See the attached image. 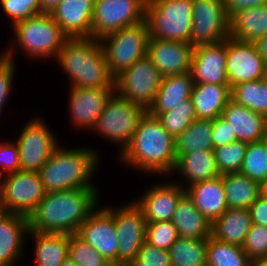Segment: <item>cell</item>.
<instances>
[{
	"instance_id": "cell-1",
	"label": "cell",
	"mask_w": 267,
	"mask_h": 266,
	"mask_svg": "<svg viewBox=\"0 0 267 266\" xmlns=\"http://www.w3.org/2000/svg\"><path fill=\"white\" fill-rule=\"evenodd\" d=\"M97 189L77 188L47 192L28 217L29 231L77 234L81 224L98 208Z\"/></svg>"
},
{
	"instance_id": "cell-2",
	"label": "cell",
	"mask_w": 267,
	"mask_h": 266,
	"mask_svg": "<svg viewBox=\"0 0 267 266\" xmlns=\"http://www.w3.org/2000/svg\"><path fill=\"white\" fill-rule=\"evenodd\" d=\"M175 142V137L163 128L160 120L147 112L131 143L119 155V161L142 173L172 175L177 161Z\"/></svg>"
},
{
	"instance_id": "cell-3",
	"label": "cell",
	"mask_w": 267,
	"mask_h": 266,
	"mask_svg": "<svg viewBox=\"0 0 267 266\" xmlns=\"http://www.w3.org/2000/svg\"><path fill=\"white\" fill-rule=\"evenodd\" d=\"M57 64L71 80L70 86L115 88L102 44L93 37L68 38L58 52Z\"/></svg>"
},
{
	"instance_id": "cell-4",
	"label": "cell",
	"mask_w": 267,
	"mask_h": 266,
	"mask_svg": "<svg viewBox=\"0 0 267 266\" xmlns=\"http://www.w3.org/2000/svg\"><path fill=\"white\" fill-rule=\"evenodd\" d=\"M91 147L62 149L60 144L39 170L45 192L97 189L91 178L100 158Z\"/></svg>"
},
{
	"instance_id": "cell-5",
	"label": "cell",
	"mask_w": 267,
	"mask_h": 266,
	"mask_svg": "<svg viewBox=\"0 0 267 266\" xmlns=\"http://www.w3.org/2000/svg\"><path fill=\"white\" fill-rule=\"evenodd\" d=\"M14 39L2 54L16 61L17 49L23 50L32 59H56L58 52L69 38L49 13H41L16 23ZM18 45V46H17ZM15 46V47H14ZM17 46V47H16ZM19 47V48H18ZM16 56V57H14Z\"/></svg>"
},
{
	"instance_id": "cell-6",
	"label": "cell",
	"mask_w": 267,
	"mask_h": 266,
	"mask_svg": "<svg viewBox=\"0 0 267 266\" xmlns=\"http://www.w3.org/2000/svg\"><path fill=\"white\" fill-rule=\"evenodd\" d=\"M193 0H147L149 38L190 43Z\"/></svg>"
},
{
	"instance_id": "cell-7",
	"label": "cell",
	"mask_w": 267,
	"mask_h": 266,
	"mask_svg": "<svg viewBox=\"0 0 267 266\" xmlns=\"http://www.w3.org/2000/svg\"><path fill=\"white\" fill-rule=\"evenodd\" d=\"M147 112L145 107L134 104L115 92L107 101L92 131L106 140L120 144L118 153L121 155L131 143L137 126Z\"/></svg>"
},
{
	"instance_id": "cell-8",
	"label": "cell",
	"mask_w": 267,
	"mask_h": 266,
	"mask_svg": "<svg viewBox=\"0 0 267 266\" xmlns=\"http://www.w3.org/2000/svg\"><path fill=\"white\" fill-rule=\"evenodd\" d=\"M148 41L149 29L146 21L124 27L100 39L107 67L114 79L147 55Z\"/></svg>"
},
{
	"instance_id": "cell-9",
	"label": "cell",
	"mask_w": 267,
	"mask_h": 266,
	"mask_svg": "<svg viewBox=\"0 0 267 266\" xmlns=\"http://www.w3.org/2000/svg\"><path fill=\"white\" fill-rule=\"evenodd\" d=\"M162 79L161 73L145 55L115 79V92L120 97L148 110Z\"/></svg>"
},
{
	"instance_id": "cell-10",
	"label": "cell",
	"mask_w": 267,
	"mask_h": 266,
	"mask_svg": "<svg viewBox=\"0 0 267 266\" xmlns=\"http://www.w3.org/2000/svg\"><path fill=\"white\" fill-rule=\"evenodd\" d=\"M147 0H95L92 37L104 36L145 21Z\"/></svg>"
},
{
	"instance_id": "cell-11",
	"label": "cell",
	"mask_w": 267,
	"mask_h": 266,
	"mask_svg": "<svg viewBox=\"0 0 267 266\" xmlns=\"http://www.w3.org/2000/svg\"><path fill=\"white\" fill-rule=\"evenodd\" d=\"M116 207V208H113ZM103 208L113 217L118 241V262L131 263L146 240L147 222L143 211L132 200L125 205Z\"/></svg>"
},
{
	"instance_id": "cell-12",
	"label": "cell",
	"mask_w": 267,
	"mask_h": 266,
	"mask_svg": "<svg viewBox=\"0 0 267 266\" xmlns=\"http://www.w3.org/2000/svg\"><path fill=\"white\" fill-rule=\"evenodd\" d=\"M44 121L38 116L29 120L15 141L21 170L39 172L59 146L57 136Z\"/></svg>"
},
{
	"instance_id": "cell-13",
	"label": "cell",
	"mask_w": 267,
	"mask_h": 266,
	"mask_svg": "<svg viewBox=\"0 0 267 266\" xmlns=\"http://www.w3.org/2000/svg\"><path fill=\"white\" fill-rule=\"evenodd\" d=\"M45 193L39 172L20 170L7 174L3 176V212L29 217Z\"/></svg>"
},
{
	"instance_id": "cell-14",
	"label": "cell",
	"mask_w": 267,
	"mask_h": 266,
	"mask_svg": "<svg viewBox=\"0 0 267 266\" xmlns=\"http://www.w3.org/2000/svg\"><path fill=\"white\" fill-rule=\"evenodd\" d=\"M190 44H216L229 37L230 18L222 0H193Z\"/></svg>"
},
{
	"instance_id": "cell-15",
	"label": "cell",
	"mask_w": 267,
	"mask_h": 266,
	"mask_svg": "<svg viewBox=\"0 0 267 266\" xmlns=\"http://www.w3.org/2000/svg\"><path fill=\"white\" fill-rule=\"evenodd\" d=\"M265 61L254 42L226 39V71L229 86L264 78Z\"/></svg>"
},
{
	"instance_id": "cell-16",
	"label": "cell",
	"mask_w": 267,
	"mask_h": 266,
	"mask_svg": "<svg viewBox=\"0 0 267 266\" xmlns=\"http://www.w3.org/2000/svg\"><path fill=\"white\" fill-rule=\"evenodd\" d=\"M69 112L72 125L91 130L95 127L107 101L115 93V88H69Z\"/></svg>"
},
{
	"instance_id": "cell-17",
	"label": "cell",
	"mask_w": 267,
	"mask_h": 266,
	"mask_svg": "<svg viewBox=\"0 0 267 266\" xmlns=\"http://www.w3.org/2000/svg\"><path fill=\"white\" fill-rule=\"evenodd\" d=\"M194 46L183 41L149 38L147 56L163 77L190 73Z\"/></svg>"
},
{
	"instance_id": "cell-18",
	"label": "cell",
	"mask_w": 267,
	"mask_h": 266,
	"mask_svg": "<svg viewBox=\"0 0 267 266\" xmlns=\"http://www.w3.org/2000/svg\"><path fill=\"white\" fill-rule=\"evenodd\" d=\"M180 182L153 184L134 202L143 211L147 223L171 221L180 198L186 193Z\"/></svg>"
},
{
	"instance_id": "cell-19",
	"label": "cell",
	"mask_w": 267,
	"mask_h": 266,
	"mask_svg": "<svg viewBox=\"0 0 267 266\" xmlns=\"http://www.w3.org/2000/svg\"><path fill=\"white\" fill-rule=\"evenodd\" d=\"M77 235L110 263L118 262V241L113 217L97 208L80 226Z\"/></svg>"
},
{
	"instance_id": "cell-20",
	"label": "cell",
	"mask_w": 267,
	"mask_h": 266,
	"mask_svg": "<svg viewBox=\"0 0 267 266\" xmlns=\"http://www.w3.org/2000/svg\"><path fill=\"white\" fill-rule=\"evenodd\" d=\"M190 73L194 84L229 85L226 71V40L194 47Z\"/></svg>"
},
{
	"instance_id": "cell-21",
	"label": "cell",
	"mask_w": 267,
	"mask_h": 266,
	"mask_svg": "<svg viewBox=\"0 0 267 266\" xmlns=\"http://www.w3.org/2000/svg\"><path fill=\"white\" fill-rule=\"evenodd\" d=\"M95 0H62L50 13L69 38L92 37Z\"/></svg>"
},
{
	"instance_id": "cell-22",
	"label": "cell",
	"mask_w": 267,
	"mask_h": 266,
	"mask_svg": "<svg viewBox=\"0 0 267 266\" xmlns=\"http://www.w3.org/2000/svg\"><path fill=\"white\" fill-rule=\"evenodd\" d=\"M29 232L28 217L11 212L0 215V266H14L24 250ZM16 263V264H15Z\"/></svg>"
},
{
	"instance_id": "cell-23",
	"label": "cell",
	"mask_w": 267,
	"mask_h": 266,
	"mask_svg": "<svg viewBox=\"0 0 267 266\" xmlns=\"http://www.w3.org/2000/svg\"><path fill=\"white\" fill-rule=\"evenodd\" d=\"M186 193L193 200L199 212L212 223L227 209L222 175L201 182H196L186 188Z\"/></svg>"
},
{
	"instance_id": "cell-24",
	"label": "cell",
	"mask_w": 267,
	"mask_h": 266,
	"mask_svg": "<svg viewBox=\"0 0 267 266\" xmlns=\"http://www.w3.org/2000/svg\"><path fill=\"white\" fill-rule=\"evenodd\" d=\"M221 116L231 125L237 141L247 144L263 140L265 136L264 116L230 99Z\"/></svg>"
},
{
	"instance_id": "cell-25",
	"label": "cell",
	"mask_w": 267,
	"mask_h": 266,
	"mask_svg": "<svg viewBox=\"0 0 267 266\" xmlns=\"http://www.w3.org/2000/svg\"><path fill=\"white\" fill-rule=\"evenodd\" d=\"M186 180L181 186L186 189L196 182L210 180L220 176L213 151L200 150L177 156L172 171Z\"/></svg>"
},
{
	"instance_id": "cell-26",
	"label": "cell",
	"mask_w": 267,
	"mask_h": 266,
	"mask_svg": "<svg viewBox=\"0 0 267 266\" xmlns=\"http://www.w3.org/2000/svg\"><path fill=\"white\" fill-rule=\"evenodd\" d=\"M194 81L191 73L163 77L160 88L148 113L157 117L174 109L185 99L191 98Z\"/></svg>"
},
{
	"instance_id": "cell-27",
	"label": "cell",
	"mask_w": 267,
	"mask_h": 266,
	"mask_svg": "<svg viewBox=\"0 0 267 266\" xmlns=\"http://www.w3.org/2000/svg\"><path fill=\"white\" fill-rule=\"evenodd\" d=\"M191 98L197 119L213 120L221 116L231 99V87L209 83L194 84Z\"/></svg>"
},
{
	"instance_id": "cell-28",
	"label": "cell",
	"mask_w": 267,
	"mask_h": 266,
	"mask_svg": "<svg viewBox=\"0 0 267 266\" xmlns=\"http://www.w3.org/2000/svg\"><path fill=\"white\" fill-rule=\"evenodd\" d=\"M171 221L180 238L208 239L211 236V223L199 212L187 193L178 201Z\"/></svg>"
},
{
	"instance_id": "cell-29",
	"label": "cell",
	"mask_w": 267,
	"mask_h": 266,
	"mask_svg": "<svg viewBox=\"0 0 267 266\" xmlns=\"http://www.w3.org/2000/svg\"><path fill=\"white\" fill-rule=\"evenodd\" d=\"M251 225L252 219L248 209L228 208L211 223V237L242 247Z\"/></svg>"
},
{
	"instance_id": "cell-30",
	"label": "cell",
	"mask_w": 267,
	"mask_h": 266,
	"mask_svg": "<svg viewBox=\"0 0 267 266\" xmlns=\"http://www.w3.org/2000/svg\"><path fill=\"white\" fill-rule=\"evenodd\" d=\"M28 237L35 245L33 257L37 266H60L68 257L70 235L29 231Z\"/></svg>"
},
{
	"instance_id": "cell-31",
	"label": "cell",
	"mask_w": 267,
	"mask_h": 266,
	"mask_svg": "<svg viewBox=\"0 0 267 266\" xmlns=\"http://www.w3.org/2000/svg\"><path fill=\"white\" fill-rule=\"evenodd\" d=\"M267 34V5L236 12L230 17L229 36L254 42Z\"/></svg>"
},
{
	"instance_id": "cell-32",
	"label": "cell",
	"mask_w": 267,
	"mask_h": 266,
	"mask_svg": "<svg viewBox=\"0 0 267 266\" xmlns=\"http://www.w3.org/2000/svg\"><path fill=\"white\" fill-rule=\"evenodd\" d=\"M228 208L248 209L261 195V184L240 172L222 174Z\"/></svg>"
},
{
	"instance_id": "cell-33",
	"label": "cell",
	"mask_w": 267,
	"mask_h": 266,
	"mask_svg": "<svg viewBox=\"0 0 267 266\" xmlns=\"http://www.w3.org/2000/svg\"><path fill=\"white\" fill-rule=\"evenodd\" d=\"M175 140L176 157L200 150L213 151L212 120L195 119Z\"/></svg>"
},
{
	"instance_id": "cell-34",
	"label": "cell",
	"mask_w": 267,
	"mask_h": 266,
	"mask_svg": "<svg viewBox=\"0 0 267 266\" xmlns=\"http://www.w3.org/2000/svg\"><path fill=\"white\" fill-rule=\"evenodd\" d=\"M168 252L172 266H206L207 239L179 237Z\"/></svg>"
},
{
	"instance_id": "cell-35",
	"label": "cell",
	"mask_w": 267,
	"mask_h": 266,
	"mask_svg": "<svg viewBox=\"0 0 267 266\" xmlns=\"http://www.w3.org/2000/svg\"><path fill=\"white\" fill-rule=\"evenodd\" d=\"M231 99L265 116L267 115V82L261 79L236 84L231 87Z\"/></svg>"
},
{
	"instance_id": "cell-36",
	"label": "cell",
	"mask_w": 267,
	"mask_h": 266,
	"mask_svg": "<svg viewBox=\"0 0 267 266\" xmlns=\"http://www.w3.org/2000/svg\"><path fill=\"white\" fill-rule=\"evenodd\" d=\"M206 266H251V260L238 245L207 239Z\"/></svg>"
},
{
	"instance_id": "cell-37",
	"label": "cell",
	"mask_w": 267,
	"mask_h": 266,
	"mask_svg": "<svg viewBox=\"0 0 267 266\" xmlns=\"http://www.w3.org/2000/svg\"><path fill=\"white\" fill-rule=\"evenodd\" d=\"M239 172L261 185L267 182V144L264 139L248 144Z\"/></svg>"
},
{
	"instance_id": "cell-38",
	"label": "cell",
	"mask_w": 267,
	"mask_h": 266,
	"mask_svg": "<svg viewBox=\"0 0 267 266\" xmlns=\"http://www.w3.org/2000/svg\"><path fill=\"white\" fill-rule=\"evenodd\" d=\"M163 128L175 138L197 119L192 98L185 99L174 109L157 116Z\"/></svg>"
},
{
	"instance_id": "cell-39",
	"label": "cell",
	"mask_w": 267,
	"mask_h": 266,
	"mask_svg": "<svg viewBox=\"0 0 267 266\" xmlns=\"http://www.w3.org/2000/svg\"><path fill=\"white\" fill-rule=\"evenodd\" d=\"M247 146L246 142L236 141L213 148L216 166L221 175L241 170Z\"/></svg>"
},
{
	"instance_id": "cell-40",
	"label": "cell",
	"mask_w": 267,
	"mask_h": 266,
	"mask_svg": "<svg viewBox=\"0 0 267 266\" xmlns=\"http://www.w3.org/2000/svg\"><path fill=\"white\" fill-rule=\"evenodd\" d=\"M68 256L78 266H108L110 263L77 234L70 235Z\"/></svg>"
},
{
	"instance_id": "cell-41",
	"label": "cell",
	"mask_w": 267,
	"mask_h": 266,
	"mask_svg": "<svg viewBox=\"0 0 267 266\" xmlns=\"http://www.w3.org/2000/svg\"><path fill=\"white\" fill-rule=\"evenodd\" d=\"M178 238L177 228L172 221L147 223L145 241L152 246L168 250Z\"/></svg>"
},
{
	"instance_id": "cell-42",
	"label": "cell",
	"mask_w": 267,
	"mask_h": 266,
	"mask_svg": "<svg viewBox=\"0 0 267 266\" xmlns=\"http://www.w3.org/2000/svg\"><path fill=\"white\" fill-rule=\"evenodd\" d=\"M1 9L11 21V27L29 17L41 14L39 0H0Z\"/></svg>"
},
{
	"instance_id": "cell-43",
	"label": "cell",
	"mask_w": 267,
	"mask_h": 266,
	"mask_svg": "<svg viewBox=\"0 0 267 266\" xmlns=\"http://www.w3.org/2000/svg\"><path fill=\"white\" fill-rule=\"evenodd\" d=\"M242 248L251 261L266 256L267 226L252 224Z\"/></svg>"
},
{
	"instance_id": "cell-44",
	"label": "cell",
	"mask_w": 267,
	"mask_h": 266,
	"mask_svg": "<svg viewBox=\"0 0 267 266\" xmlns=\"http://www.w3.org/2000/svg\"><path fill=\"white\" fill-rule=\"evenodd\" d=\"M131 266H172V264L168 250L159 249L145 241Z\"/></svg>"
},
{
	"instance_id": "cell-45",
	"label": "cell",
	"mask_w": 267,
	"mask_h": 266,
	"mask_svg": "<svg viewBox=\"0 0 267 266\" xmlns=\"http://www.w3.org/2000/svg\"><path fill=\"white\" fill-rule=\"evenodd\" d=\"M20 170L19 150L15 141H0V175L5 176Z\"/></svg>"
},
{
	"instance_id": "cell-46",
	"label": "cell",
	"mask_w": 267,
	"mask_h": 266,
	"mask_svg": "<svg viewBox=\"0 0 267 266\" xmlns=\"http://www.w3.org/2000/svg\"><path fill=\"white\" fill-rule=\"evenodd\" d=\"M15 61L0 55V118L2 111L9 99L15 73Z\"/></svg>"
},
{
	"instance_id": "cell-47",
	"label": "cell",
	"mask_w": 267,
	"mask_h": 266,
	"mask_svg": "<svg viewBox=\"0 0 267 266\" xmlns=\"http://www.w3.org/2000/svg\"><path fill=\"white\" fill-rule=\"evenodd\" d=\"M231 125L222 117H216L212 120L213 146L230 144L237 141Z\"/></svg>"
},
{
	"instance_id": "cell-48",
	"label": "cell",
	"mask_w": 267,
	"mask_h": 266,
	"mask_svg": "<svg viewBox=\"0 0 267 266\" xmlns=\"http://www.w3.org/2000/svg\"><path fill=\"white\" fill-rule=\"evenodd\" d=\"M230 18L236 12L267 5V0H222Z\"/></svg>"
},
{
	"instance_id": "cell-49",
	"label": "cell",
	"mask_w": 267,
	"mask_h": 266,
	"mask_svg": "<svg viewBox=\"0 0 267 266\" xmlns=\"http://www.w3.org/2000/svg\"><path fill=\"white\" fill-rule=\"evenodd\" d=\"M252 224L267 226V199L260 195L248 208Z\"/></svg>"
},
{
	"instance_id": "cell-50",
	"label": "cell",
	"mask_w": 267,
	"mask_h": 266,
	"mask_svg": "<svg viewBox=\"0 0 267 266\" xmlns=\"http://www.w3.org/2000/svg\"><path fill=\"white\" fill-rule=\"evenodd\" d=\"M254 44L259 55L264 59L265 63H267V34L255 40Z\"/></svg>"
},
{
	"instance_id": "cell-51",
	"label": "cell",
	"mask_w": 267,
	"mask_h": 266,
	"mask_svg": "<svg viewBox=\"0 0 267 266\" xmlns=\"http://www.w3.org/2000/svg\"><path fill=\"white\" fill-rule=\"evenodd\" d=\"M62 0H39L42 13H51Z\"/></svg>"
},
{
	"instance_id": "cell-52",
	"label": "cell",
	"mask_w": 267,
	"mask_h": 266,
	"mask_svg": "<svg viewBox=\"0 0 267 266\" xmlns=\"http://www.w3.org/2000/svg\"><path fill=\"white\" fill-rule=\"evenodd\" d=\"M251 266H267V255L251 261Z\"/></svg>"
},
{
	"instance_id": "cell-53",
	"label": "cell",
	"mask_w": 267,
	"mask_h": 266,
	"mask_svg": "<svg viewBox=\"0 0 267 266\" xmlns=\"http://www.w3.org/2000/svg\"><path fill=\"white\" fill-rule=\"evenodd\" d=\"M60 266H78L73 260L68 256L63 260Z\"/></svg>"
},
{
	"instance_id": "cell-54",
	"label": "cell",
	"mask_w": 267,
	"mask_h": 266,
	"mask_svg": "<svg viewBox=\"0 0 267 266\" xmlns=\"http://www.w3.org/2000/svg\"><path fill=\"white\" fill-rule=\"evenodd\" d=\"M3 199V176L0 175V205H2Z\"/></svg>"
},
{
	"instance_id": "cell-55",
	"label": "cell",
	"mask_w": 267,
	"mask_h": 266,
	"mask_svg": "<svg viewBox=\"0 0 267 266\" xmlns=\"http://www.w3.org/2000/svg\"><path fill=\"white\" fill-rule=\"evenodd\" d=\"M108 266H131V263L128 262H112Z\"/></svg>"
},
{
	"instance_id": "cell-56",
	"label": "cell",
	"mask_w": 267,
	"mask_h": 266,
	"mask_svg": "<svg viewBox=\"0 0 267 266\" xmlns=\"http://www.w3.org/2000/svg\"><path fill=\"white\" fill-rule=\"evenodd\" d=\"M261 195L267 199V182L261 185Z\"/></svg>"
},
{
	"instance_id": "cell-57",
	"label": "cell",
	"mask_w": 267,
	"mask_h": 266,
	"mask_svg": "<svg viewBox=\"0 0 267 266\" xmlns=\"http://www.w3.org/2000/svg\"><path fill=\"white\" fill-rule=\"evenodd\" d=\"M263 80H265L267 82V63H265V70H264V78Z\"/></svg>"
},
{
	"instance_id": "cell-58",
	"label": "cell",
	"mask_w": 267,
	"mask_h": 266,
	"mask_svg": "<svg viewBox=\"0 0 267 266\" xmlns=\"http://www.w3.org/2000/svg\"><path fill=\"white\" fill-rule=\"evenodd\" d=\"M264 123H265V136H267V115L264 116Z\"/></svg>"
},
{
	"instance_id": "cell-59",
	"label": "cell",
	"mask_w": 267,
	"mask_h": 266,
	"mask_svg": "<svg viewBox=\"0 0 267 266\" xmlns=\"http://www.w3.org/2000/svg\"><path fill=\"white\" fill-rule=\"evenodd\" d=\"M3 212L2 205H0V215Z\"/></svg>"
},
{
	"instance_id": "cell-60",
	"label": "cell",
	"mask_w": 267,
	"mask_h": 266,
	"mask_svg": "<svg viewBox=\"0 0 267 266\" xmlns=\"http://www.w3.org/2000/svg\"><path fill=\"white\" fill-rule=\"evenodd\" d=\"M264 141L266 142V144H267V136H264Z\"/></svg>"
}]
</instances>
